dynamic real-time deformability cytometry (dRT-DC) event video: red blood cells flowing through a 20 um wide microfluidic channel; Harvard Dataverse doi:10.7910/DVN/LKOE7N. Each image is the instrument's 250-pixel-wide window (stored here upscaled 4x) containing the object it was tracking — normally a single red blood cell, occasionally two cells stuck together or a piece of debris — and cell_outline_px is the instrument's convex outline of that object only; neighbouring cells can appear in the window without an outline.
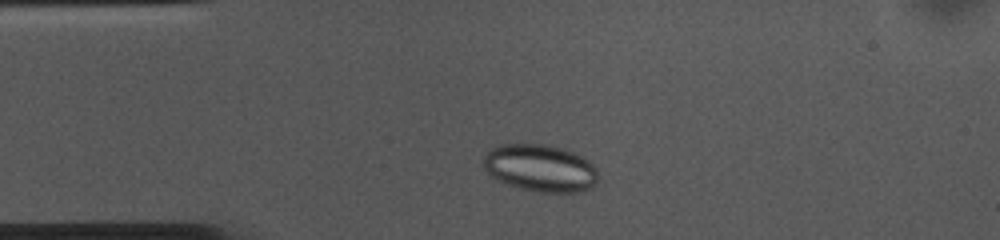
{"species": "common noctule bat (a hibernating species)", "species_latin": "Nyctalus noctula", "temperature_condition": "cold", "stored_images_in_passage": 38, "camera_frame_rate_fps": 3000, "um_per_image_px": 0.085, "animal": {"sex": "female", "body_mass_g": 10.0, "forearm_length_mm": 53.1}, "frame": {"image": 1, "passage_image": 5, "time_ms": 1.333, "image_size_px": [1000, 240], "cell_outline_px": [[596, 184], [592, 188], [580, 192], [540, 192], [520, 188], [496, 180], [484, 168], [484, 156], [492, 148], [500, 144], [544, 144], [564, 148], [580, 156], [592, 164], [596, 168]], "centroid_in_image_um": [45.92, 14.29], "position_along_channel_um": 39.1, "area_um2": 31.44}}
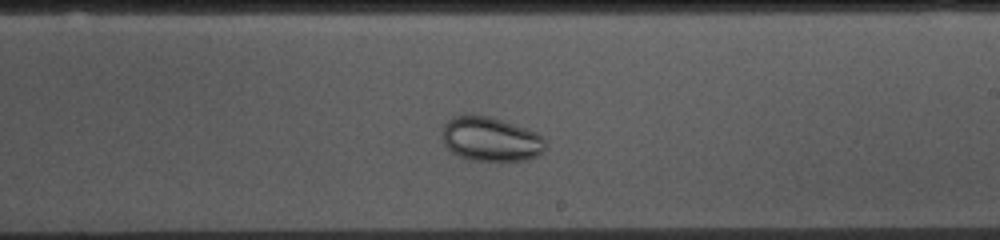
{"frame": {"image": 2, "passage_image": 24, "time_ms": 7.667, "image_size_px": [1000, 240], "cell_outline_px": [[548, 144], [536, 156], [528, 160], [472, 160], [460, 156], [452, 152], [444, 144], [444, 124], [448, 120], [456, 116], [488, 116], [536, 132]], "centroid_in_image_um": [41.72, 11.84], "position_along_channel_um": 247.3, "area_um2": 25.89}}
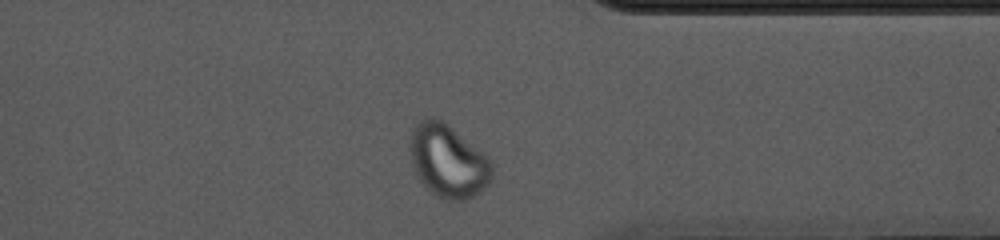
{"frame": {"image": 3, "passage_image": 35, "time_ms": 11.333, "image_size_px": [1000, 240], "cell_outline_px": [[492, 180], [480, 192], [468, 200], [444, 200], [436, 196], [420, 180], [412, 164], [408, 148], [412, 124], [424, 116], [436, 116], [480, 152], [492, 164]], "centroid_in_image_um": [38.01, 13.68], "position_along_channel_um": 373.4, "area_um2": 34.74}}